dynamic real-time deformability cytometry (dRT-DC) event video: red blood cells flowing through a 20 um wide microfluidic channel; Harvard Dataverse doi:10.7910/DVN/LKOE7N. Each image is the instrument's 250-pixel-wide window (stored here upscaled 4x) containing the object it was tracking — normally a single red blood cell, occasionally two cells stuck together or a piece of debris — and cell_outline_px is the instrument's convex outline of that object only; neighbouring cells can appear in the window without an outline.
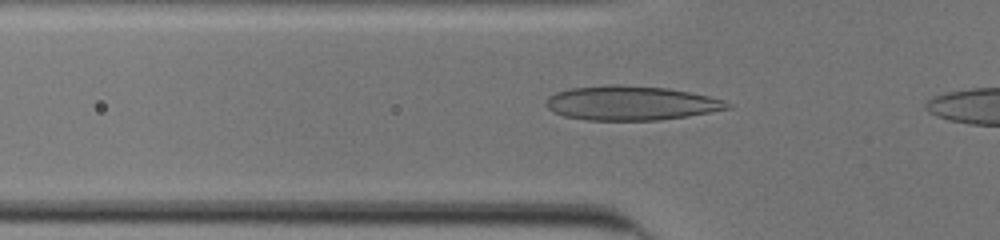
{"species": "human", "species_latin": "Homo sapiens", "temperature_condition": "cold", "stored_images_in_passage": 10, "camera_frame_rate_fps": 3000, "um_per_image_px": 0.085, "donor": {"sex": "male"}, "frame": {"image": 1, "passage_image": 7, "time_ms": 2.0, "image_size_px": [1000, 240], "cell_outline_px": [[732, 108], [688, 116], [660, 120], [588, 120], [564, 116], [552, 112], [544, 104], [548, 96], [556, 92], [568, 88], [608, 84], [620, 84], [668, 88], [708, 96], [724, 100], [732, 104]], "centroid_in_image_um": [53.6, 8.75], "position_along_channel_um": 72.2, "area_um2": 36.59}}